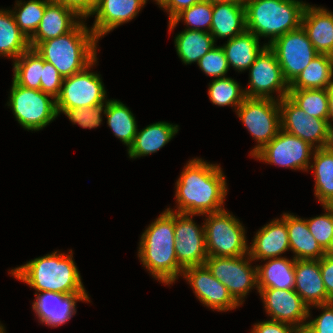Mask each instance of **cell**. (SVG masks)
<instances>
[{
  "mask_svg": "<svg viewBox=\"0 0 333 333\" xmlns=\"http://www.w3.org/2000/svg\"><path fill=\"white\" fill-rule=\"evenodd\" d=\"M202 304L214 310L228 311L240 306L228 289L207 268L199 265L185 268L182 274Z\"/></svg>",
  "mask_w": 333,
  "mask_h": 333,
  "instance_id": "obj_16",
  "label": "cell"
},
{
  "mask_svg": "<svg viewBox=\"0 0 333 333\" xmlns=\"http://www.w3.org/2000/svg\"><path fill=\"white\" fill-rule=\"evenodd\" d=\"M295 333H313V332L310 331L306 326H304V327H298Z\"/></svg>",
  "mask_w": 333,
  "mask_h": 333,
  "instance_id": "obj_50",
  "label": "cell"
},
{
  "mask_svg": "<svg viewBox=\"0 0 333 333\" xmlns=\"http://www.w3.org/2000/svg\"><path fill=\"white\" fill-rule=\"evenodd\" d=\"M175 212L167 208L141 235L138 257L156 280L170 285L183 274L175 253Z\"/></svg>",
  "mask_w": 333,
  "mask_h": 333,
  "instance_id": "obj_2",
  "label": "cell"
},
{
  "mask_svg": "<svg viewBox=\"0 0 333 333\" xmlns=\"http://www.w3.org/2000/svg\"><path fill=\"white\" fill-rule=\"evenodd\" d=\"M213 14V3L208 0H201L191 7L183 9L178 13L171 21H169V31L176 27L180 20H184V23L191 25L188 30H200L210 33ZM206 29H202V28Z\"/></svg>",
  "mask_w": 333,
  "mask_h": 333,
  "instance_id": "obj_38",
  "label": "cell"
},
{
  "mask_svg": "<svg viewBox=\"0 0 333 333\" xmlns=\"http://www.w3.org/2000/svg\"><path fill=\"white\" fill-rule=\"evenodd\" d=\"M288 97L309 116L328 122L327 89H289Z\"/></svg>",
  "mask_w": 333,
  "mask_h": 333,
  "instance_id": "obj_35",
  "label": "cell"
},
{
  "mask_svg": "<svg viewBox=\"0 0 333 333\" xmlns=\"http://www.w3.org/2000/svg\"><path fill=\"white\" fill-rule=\"evenodd\" d=\"M327 93H328V103H329L328 123H330V121H333V83L331 84L330 87L327 88Z\"/></svg>",
  "mask_w": 333,
  "mask_h": 333,
  "instance_id": "obj_48",
  "label": "cell"
},
{
  "mask_svg": "<svg viewBox=\"0 0 333 333\" xmlns=\"http://www.w3.org/2000/svg\"><path fill=\"white\" fill-rule=\"evenodd\" d=\"M176 182L177 213L205 215L224 210L227 183L219 165L194 158Z\"/></svg>",
  "mask_w": 333,
  "mask_h": 333,
  "instance_id": "obj_1",
  "label": "cell"
},
{
  "mask_svg": "<svg viewBox=\"0 0 333 333\" xmlns=\"http://www.w3.org/2000/svg\"><path fill=\"white\" fill-rule=\"evenodd\" d=\"M30 48L29 39L20 30L9 10H0V56L15 61Z\"/></svg>",
  "mask_w": 333,
  "mask_h": 333,
  "instance_id": "obj_32",
  "label": "cell"
},
{
  "mask_svg": "<svg viewBox=\"0 0 333 333\" xmlns=\"http://www.w3.org/2000/svg\"><path fill=\"white\" fill-rule=\"evenodd\" d=\"M301 26L319 54L333 56V14L320 7L306 5Z\"/></svg>",
  "mask_w": 333,
  "mask_h": 333,
  "instance_id": "obj_23",
  "label": "cell"
},
{
  "mask_svg": "<svg viewBox=\"0 0 333 333\" xmlns=\"http://www.w3.org/2000/svg\"><path fill=\"white\" fill-rule=\"evenodd\" d=\"M333 56L318 54L289 84V89H327L333 83Z\"/></svg>",
  "mask_w": 333,
  "mask_h": 333,
  "instance_id": "obj_29",
  "label": "cell"
},
{
  "mask_svg": "<svg viewBox=\"0 0 333 333\" xmlns=\"http://www.w3.org/2000/svg\"><path fill=\"white\" fill-rule=\"evenodd\" d=\"M264 302L266 312L271 320L304 327L306 318L310 316L308 307L295 290L276 288L258 289ZM305 321V322H304Z\"/></svg>",
  "mask_w": 333,
  "mask_h": 333,
  "instance_id": "obj_17",
  "label": "cell"
},
{
  "mask_svg": "<svg viewBox=\"0 0 333 333\" xmlns=\"http://www.w3.org/2000/svg\"><path fill=\"white\" fill-rule=\"evenodd\" d=\"M57 3H61L71 9H73L81 18H87L91 16L95 10L98 0H51Z\"/></svg>",
  "mask_w": 333,
  "mask_h": 333,
  "instance_id": "obj_45",
  "label": "cell"
},
{
  "mask_svg": "<svg viewBox=\"0 0 333 333\" xmlns=\"http://www.w3.org/2000/svg\"><path fill=\"white\" fill-rule=\"evenodd\" d=\"M296 260L279 256L257 266L258 289L294 290Z\"/></svg>",
  "mask_w": 333,
  "mask_h": 333,
  "instance_id": "obj_27",
  "label": "cell"
},
{
  "mask_svg": "<svg viewBox=\"0 0 333 333\" xmlns=\"http://www.w3.org/2000/svg\"><path fill=\"white\" fill-rule=\"evenodd\" d=\"M32 309L40 322L50 327H58L76 314L77 301L90 302L87 293L63 294L55 292L35 293Z\"/></svg>",
  "mask_w": 333,
  "mask_h": 333,
  "instance_id": "obj_18",
  "label": "cell"
},
{
  "mask_svg": "<svg viewBox=\"0 0 333 333\" xmlns=\"http://www.w3.org/2000/svg\"><path fill=\"white\" fill-rule=\"evenodd\" d=\"M324 215L306 219L309 231L319 246L326 251L333 238V205H323Z\"/></svg>",
  "mask_w": 333,
  "mask_h": 333,
  "instance_id": "obj_39",
  "label": "cell"
},
{
  "mask_svg": "<svg viewBox=\"0 0 333 333\" xmlns=\"http://www.w3.org/2000/svg\"><path fill=\"white\" fill-rule=\"evenodd\" d=\"M46 254L30 260L26 264L11 270L13 277L27 283L38 292H55L65 295L86 293L80 272L73 261V252Z\"/></svg>",
  "mask_w": 333,
  "mask_h": 333,
  "instance_id": "obj_3",
  "label": "cell"
},
{
  "mask_svg": "<svg viewBox=\"0 0 333 333\" xmlns=\"http://www.w3.org/2000/svg\"><path fill=\"white\" fill-rule=\"evenodd\" d=\"M294 290L308 307L333 301L325 290L319 260H296Z\"/></svg>",
  "mask_w": 333,
  "mask_h": 333,
  "instance_id": "obj_22",
  "label": "cell"
},
{
  "mask_svg": "<svg viewBox=\"0 0 333 333\" xmlns=\"http://www.w3.org/2000/svg\"><path fill=\"white\" fill-rule=\"evenodd\" d=\"M211 3L215 2H244V0H208Z\"/></svg>",
  "mask_w": 333,
  "mask_h": 333,
  "instance_id": "obj_51",
  "label": "cell"
},
{
  "mask_svg": "<svg viewBox=\"0 0 333 333\" xmlns=\"http://www.w3.org/2000/svg\"><path fill=\"white\" fill-rule=\"evenodd\" d=\"M209 84V99L215 105H232L236 110L246 98L244 89L241 90L239 83L232 78H216Z\"/></svg>",
  "mask_w": 333,
  "mask_h": 333,
  "instance_id": "obj_36",
  "label": "cell"
},
{
  "mask_svg": "<svg viewBox=\"0 0 333 333\" xmlns=\"http://www.w3.org/2000/svg\"><path fill=\"white\" fill-rule=\"evenodd\" d=\"M323 309L322 314L307 322L306 327L313 333H333V301L316 305Z\"/></svg>",
  "mask_w": 333,
  "mask_h": 333,
  "instance_id": "obj_43",
  "label": "cell"
},
{
  "mask_svg": "<svg viewBox=\"0 0 333 333\" xmlns=\"http://www.w3.org/2000/svg\"><path fill=\"white\" fill-rule=\"evenodd\" d=\"M79 17L73 9L61 3L50 1L46 5L36 32L29 38L30 48H33L37 43L70 32L80 22ZM75 18L79 20L77 21Z\"/></svg>",
  "mask_w": 333,
  "mask_h": 333,
  "instance_id": "obj_21",
  "label": "cell"
},
{
  "mask_svg": "<svg viewBox=\"0 0 333 333\" xmlns=\"http://www.w3.org/2000/svg\"><path fill=\"white\" fill-rule=\"evenodd\" d=\"M325 253H326L327 255L333 257V238H332V241H331V244H330L329 248L325 251Z\"/></svg>",
  "mask_w": 333,
  "mask_h": 333,
  "instance_id": "obj_52",
  "label": "cell"
},
{
  "mask_svg": "<svg viewBox=\"0 0 333 333\" xmlns=\"http://www.w3.org/2000/svg\"><path fill=\"white\" fill-rule=\"evenodd\" d=\"M174 42L182 62L191 64L198 63L215 46L216 41L209 32L185 29L177 34Z\"/></svg>",
  "mask_w": 333,
  "mask_h": 333,
  "instance_id": "obj_30",
  "label": "cell"
},
{
  "mask_svg": "<svg viewBox=\"0 0 333 333\" xmlns=\"http://www.w3.org/2000/svg\"><path fill=\"white\" fill-rule=\"evenodd\" d=\"M296 329L291 324L267 320L255 324L251 333H295Z\"/></svg>",
  "mask_w": 333,
  "mask_h": 333,
  "instance_id": "obj_44",
  "label": "cell"
},
{
  "mask_svg": "<svg viewBox=\"0 0 333 333\" xmlns=\"http://www.w3.org/2000/svg\"><path fill=\"white\" fill-rule=\"evenodd\" d=\"M201 0H161L158 5L169 12V21H171L183 9L191 7Z\"/></svg>",
  "mask_w": 333,
  "mask_h": 333,
  "instance_id": "obj_47",
  "label": "cell"
},
{
  "mask_svg": "<svg viewBox=\"0 0 333 333\" xmlns=\"http://www.w3.org/2000/svg\"><path fill=\"white\" fill-rule=\"evenodd\" d=\"M7 104L12 107L18 123L27 130H41L58 116L56 100L52 96L18 85L14 80Z\"/></svg>",
  "mask_w": 333,
  "mask_h": 333,
  "instance_id": "obj_7",
  "label": "cell"
},
{
  "mask_svg": "<svg viewBox=\"0 0 333 333\" xmlns=\"http://www.w3.org/2000/svg\"><path fill=\"white\" fill-rule=\"evenodd\" d=\"M63 77L58 70L50 63L44 60L41 77V91L52 96L55 100L58 97Z\"/></svg>",
  "mask_w": 333,
  "mask_h": 333,
  "instance_id": "obj_42",
  "label": "cell"
},
{
  "mask_svg": "<svg viewBox=\"0 0 333 333\" xmlns=\"http://www.w3.org/2000/svg\"><path fill=\"white\" fill-rule=\"evenodd\" d=\"M246 31L244 2L213 3L210 34L216 37L232 39Z\"/></svg>",
  "mask_w": 333,
  "mask_h": 333,
  "instance_id": "obj_24",
  "label": "cell"
},
{
  "mask_svg": "<svg viewBox=\"0 0 333 333\" xmlns=\"http://www.w3.org/2000/svg\"><path fill=\"white\" fill-rule=\"evenodd\" d=\"M178 132V125L168 122H157L137 131L132 145L129 147L130 158L150 155L164 147Z\"/></svg>",
  "mask_w": 333,
  "mask_h": 333,
  "instance_id": "obj_26",
  "label": "cell"
},
{
  "mask_svg": "<svg viewBox=\"0 0 333 333\" xmlns=\"http://www.w3.org/2000/svg\"><path fill=\"white\" fill-rule=\"evenodd\" d=\"M204 232L208 257L248 255L244 226L225 209L206 214Z\"/></svg>",
  "mask_w": 333,
  "mask_h": 333,
  "instance_id": "obj_6",
  "label": "cell"
},
{
  "mask_svg": "<svg viewBox=\"0 0 333 333\" xmlns=\"http://www.w3.org/2000/svg\"><path fill=\"white\" fill-rule=\"evenodd\" d=\"M306 5L300 0H244L246 30L258 38H271L268 46L301 26Z\"/></svg>",
  "mask_w": 333,
  "mask_h": 333,
  "instance_id": "obj_5",
  "label": "cell"
},
{
  "mask_svg": "<svg viewBox=\"0 0 333 333\" xmlns=\"http://www.w3.org/2000/svg\"><path fill=\"white\" fill-rule=\"evenodd\" d=\"M268 47L276 55L285 80L290 84L319 54L302 26L288 32Z\"/></svg>",
  "mask_w": 333,
  "mask_h": 333,
  "instance_id": "obj_11",
  "label": "cell"
},
{
  "mask_svg": "<svg viewBox=\"0 0 333 333\" xmlns=\"http://www.w3.org/2000/svg\"><path fill=\"white\" fill-rule=\"evenodd\" d=\"M266 46L264 44L260 47L259 38L246 30L243 34L228 39L221 47L225 52L229 68L233 66L238 72H242L250 68Z\"/></svg>",
  "mask_w": 333,
  "mask_h": 333,
  "instance_id": "obj_28",
  "label": "cell"
},
{
  "mask_svg": "<svg viewBox=\"0 0 333 333\" xmlns=\"http://www.w3.org/2000/svg\"><path fill=\"white\" fill-rule=\"evenodd\" d=\"M192 216L175 212V253L183 269L204 265L208 258L204 226L198 227Z\"/></svg>",
  "mask_w": 333,
  "mask_h": 333,
  "instance_id": "obj_14",
  "label": "cell"
},
{
  "mask_svg": "<svg viewBox=\"0 0 333 333\" xmlns=\"http://www.w3.org/2000/svg\"><path fill=\"white\" fill-rule=\"evenodd\" d=\"M315 149L308 142L281 129L274 139L253 157L268 164L307 171L310 156Z\"/></svg>",
  "mask_w": 333,
  "mask_h": 333,
  "instance_id": "obj_13",
  "label": "cell"
},
{
  "mask_svg": "<svg viewBox=\"0 0 333 333\" xmlns=\"http://www.w3.org/2000/svg\"><path fill=\"white\" fill-rule=\"evenodd\" d=\"M281 129L301 138L315 148H324L327 139L328 122L309 116L288 96L279 100ZM318 145H314V144Z\"/></svg>",
  "mask_w": 333,
  "mask_h": 333,
  "instance_id": "obj_15",
  "label": "cell"
},
{
  "mask_svg": "<svg viewBox=\"0 0 333 333\" xmlns=\"http://www.w3.org/2000/svg\"><path fill=\"white\" fill-rule=\"evenodd\" d=\"M236 111L242 123L258 143L250 152V156L253 157L281 130L279 100L278 98L275 100L246 97Z\"/></svg>",
  "mask_w": 333,
  "mask_h": 333,
  "instance_id": "obj_8",
  "label": "cell"
},
{
  "mask_svg": "<svg viewBox=\"0 0 333 333\" xmlns=\"http://www.w3.org/2000/svg\"><path fill=\"white\" fill-rule=\"evenodd\" d=\"M104 114L107 118V124L112 129L114 135L128 146L129 149L138 131L132 112L122 102L108 100Z\"/></svg>",
  "mask_w": 333,
  "mask_h": 333,
  "instance_id": "obj_33",
  "label": "cell"
},
{
  "mask_svg": "<svg viewBox=\"0 0 333 333\" xmlns=\"http://www.w3.org/2000/svg\"><path fill=\"white\" fill-rule=\"evenodd\" d=\"M286 226L295 260H320L326 254L311 235L306 219L287 213Z\"/></svg>",
  "mask_w": 333,
  "mask_h": 333,
  "instance_id": "obj_25",
  "label": "cell"
},
{
  "mask_svg": "<svg viewBox=\"0 0 333 333\" xmlns=\"http://www.w3.org/2000/svg\"><path fill=\"white\" fill-rule=\"evenodd\" d=\"M208 257L205 265L212 275L229 291L232 298L242 305L244 297L253 287L258 290L257 266L250 265L251 257Z\"/></svg>",
  "mask_w": 333,
  "mask_h": 333,
  "instance_id": "obj_10",
  "label": "cell"
},
{
  "mask_svg": "<svg viewBox=\"0 0 333 333\" xmlns=\"http://www.w3.org/2000/svg\"><path fill=\"white\" fill-rule=\"evenodd\" d=\"M319 267L327 295L333 300V257L325 254L319 260Z\"/></svg>",
  "mask_w": 333,
  "mask_h": 333,
  "instance_id": "obj_46",
  "label": "cell"
},
{
  "mask_svg": "<svg viewBox=\"0 0 333 333\" xmlns=\"http://www.w3.org/2000/svg\"><path fill=\"white\" fill-rule=\"evenodd\" d=\"M313 155L315 196L322 205H333V151L316 148Z\"/></svg>",
  "mask_w": 333,
  "mask_h": 333,
  "instance_id": "obj_31",
  "label": "cell"
},
{
  "mask_svg": "<svg viewBox=\"0 0 333 333\" xmlns=\"http://www.w3.org/2000/svg\"><path fill=\"white\" fill-rule=\"evenodd\" d=\"M50 1L51 0H29L26 3H22L20 0L16 2L19 10L16 9L15 12L11 10L15 22L28 39L36 32L43 18L46 5Z\"/></svg>",
  "mask_w": 333,
  "mask_h": 333,
  "instance_id": "obj_37",
  "label": "cell"
},
{
  "mask_svg": "<svg viewBox=\"0 0 333 333\" xmlns=\"http://www.w3.org/2000/svg\"><path fill=\"white\" fill-rule=\"evenodd\" d=\"M0 333H5V329L1 324H0Z\"/></svg>",
  "mask_w": 333,
  "mask_h": 333,
  "instance_id": "obj_53",
  "label": "cell"
},
{
  "mask_svg": "<svg viewBox=\"0 0 333 333\" xmlns=\"http://www.w3.org/2000/svg\"><path fill=\"white\" fill-rule=\"evenodd\" d=\"M200 69L208 76L223 78L229 70L228 61L222 47L214 46L198 61Z\"/></svg>",
  "mask_w": 333,
  "mask_h": 333,
  "instance_id": "obj_41",
  "label": "cell"
},
{
  "mask_svg": "<svg viewBox=\"0 0 333 333\" xmlns=\"http://www.w3.org/2000/svg\"><path fill=\"white\" fill-rule=\"evenodd\" d=\"M290 249L289 237L286 226V213L282 218L275 219L264 225L256 233L251 246L248 247V255L251 259L264 261L270 258H278L279 255Z\"/></svg>",
  "mask_w": 333,
  "mask_h": 333,
  "instance_id": "obj_20",
  "label": "cell"
},
{
  "mask_svg": "<svg viewBox=\"0 0 333 333\" xmlns=\"http://www.w3.org/2000/svg\"><path fill=\"white\" fill-rule=\"evenodd\" d=\"M324 148L333 151V126L331 122L327 126V139Z\"/></svg>",
  "mask_w": 333,
  "mask_h": 333,
  "instance_id": "obj_49",
  "label": "cell"
},
{
  "mask_svg": "<svg viewBox=\"0 0 333 333\" xmlns=\"http://www.w3.org/2000/svg\"><path fill=\"white\" fill-rule=\"evenodd\" d=\"M147 0H98L91 15H96L93 34L100 39L103 35L126 23L139 13Z\"/></svg>",
  "mask_w": 333,
  "mask_h": 333,
  "instance_id": "obj_19",
  "label": "cell"
},
{
  "mask_svg": "<svg viewBox=\"0 0 333 333\" xmlns=\"http://www.w3.org/2000/svg\"><path fill=\"white\" fill-rule=\"evenodd\" d=\"M95 62L97 58L82 71L63 78L60 93L56 98L58 114L68 109L97 106L107 101L100 76L89 71Z\"/></svg>",
  "mask_w": 333,
  "mask_h": 333,
  "instance_id": "obj_9",
  "label": "cell"
},
{
  "mask_svg": "<svg viewBox=\"0 0 333 333\" xmlns=\"http://www.w3.org/2000/svg\"><path fill=\"white\" fill-rule=\"evenodd\" d=\"M13 80L26 88L41 90L42 69L44 59L34 50L29 48L21 54L13 64Z\"/></svg>",
  "mask_w": 333,
  "mask_h": 333,
  "instance_id": "obj_34",
  "label": "cell"
},
{
  "mask_svg": "<svg viewBox=\"0 0 333 333\" xmlns=\"http://www.w3.org/2000/svg\"><path fill=\"white\" fill-rule=\"evenodd\" d=\"M97 42L93 31L81 21L70 32L37 43L33 48L66 78L82 71L97 58Z\"/></svg>",
  "mask_w": 333,
  "mask_h": 333,
  "instance_id": "obj_4",
  "label": "cell"
},
{
  "mask_svg": "<svg viewBox=\"0 0 333 333\" xmlns=\"http://www.w3.org/2000/svg\"><path fill=\"white\" fill-rule=\"evenodd\" d=\"M105 104V105H104ZM107 101L97 106L85 108L68 109L64 114L74 124H78L82 128H97L102 122V112L105 113Z\"/></svg>",
  "mask_w": 333,
  "mask_h": 333,
  "instance_id": "obj_40",
  "label": "cell"
},
{
  "mask_svg": "<svg viewBox=\"0 0 333 333\" xmlns=\"http://www.w3.org/2000/svg\"><path fill=\"white\" fill-rule=\"evenodd\" d=\"M249 70V88L244 90L246 97L274 99L271 94L274 91L279 93L278 100L288 96L289 84L283 76L276 55L268 46L256 57Z\"/></svg>",
  "mask_w": 333,
  "mask_h": 333,
  "instance_id": "obj_12",
  "label": "cell"
}]
</instances>
